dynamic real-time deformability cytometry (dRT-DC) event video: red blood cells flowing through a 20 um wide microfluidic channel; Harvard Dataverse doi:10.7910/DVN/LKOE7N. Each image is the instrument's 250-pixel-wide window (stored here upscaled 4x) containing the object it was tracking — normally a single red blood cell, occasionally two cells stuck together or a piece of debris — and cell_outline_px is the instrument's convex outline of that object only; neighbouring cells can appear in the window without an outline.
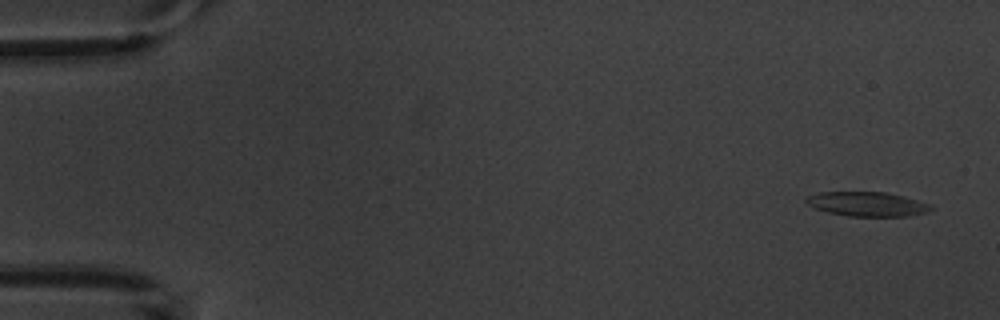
{"species": "common noctule bat (a hibernating species)", "species_latin": "Nyctalus noctula", "temperature_condition": "warm", "stored_images_in_passage": 5, "camera_frame_rate_fps": 3000, "um_per_image_px": 0.085, "animal": {"sex": "male", "body_mass_g": 20.1, "forearm_length_mm": 53.5}, "frame": {"image": 1, "passage_image": 1, "time_ms": 0.0, "image_size_px": [1000, 320], "cell_outline_px": [[936, 208], [928, 212], [908, 216], [848, 216], [828, 212], [812, 208], [804, 200], [804, 196], [820, 192], [884, 192], [904, 196], [932, 204]], "centroid_in_image_um": [73.72, 17.34], "position_along_channel_um": 11.3, "area_um2": 18.03}}
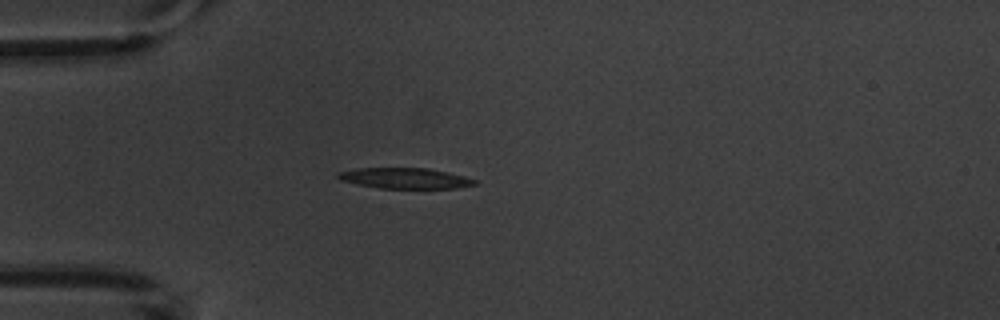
{"frame": {"image": 2, "passage_image": 4, "time_ms": 4.333, "image_size_px": [1000, 320], "cell_outline_px": [[476, 184], [456, 188], [380, 188], [356, 184], [340, 180], [336, 176], [336, 172], [356, 168], [428, 168], [448, 172], [464, 176], [476, 180]], "centroid_in_image_um": [34.37, 15.14], "position_along_channel_um": 50.6, "area_um2": 16.47}}